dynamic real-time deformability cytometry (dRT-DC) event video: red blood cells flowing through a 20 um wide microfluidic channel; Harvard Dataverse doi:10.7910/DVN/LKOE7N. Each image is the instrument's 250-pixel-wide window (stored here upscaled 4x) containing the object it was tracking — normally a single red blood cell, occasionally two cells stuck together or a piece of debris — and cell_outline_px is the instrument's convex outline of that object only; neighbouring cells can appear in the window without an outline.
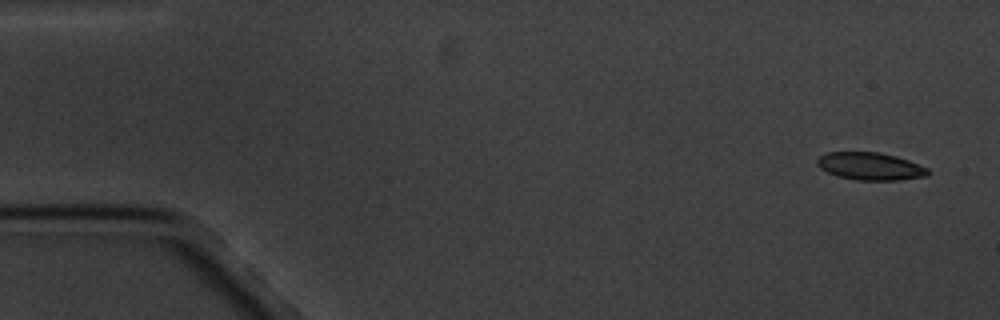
{"species": "common noctule bat (a hibernating species)", "species_latin": "Nyctalus noctula", "temperature_condition": "cold", "stored_images_in_passage": 6, "camera_frame_rate_fps": 3000, "um_per_image_px": 0.085, "animal": {"sex": "male", "body_mass_g": 20.1, "forearm_length_mm": 53.5}, "frame": {"image": 1, "passage_image": 1, "time_ms": 0.0, "image_size_px": [1000, 320], "cell_outline_px": [[928, 176], [900, 180], [856, 180], [836, 176], [820, 168], [816, 164], [816, 160], [820, 156], [828, 152], [880, 152], [896, 156], [908, 160], [928, 168]], "centroid_in_image_um": [73.96, 14.13], "position_along_channel_um": 11.0, "area_um2": 17.86}}
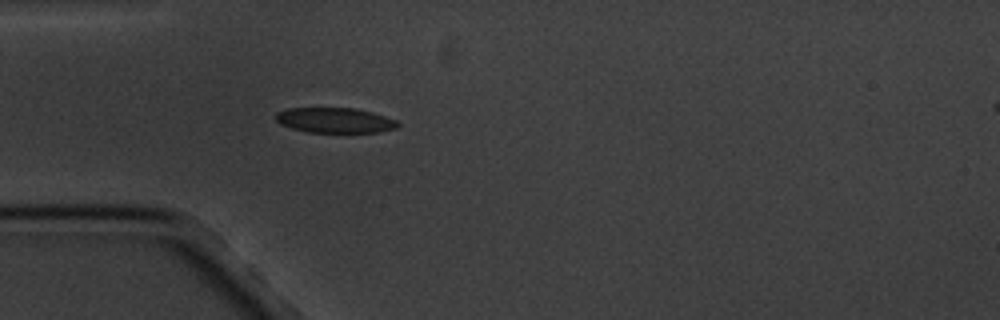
{"frame": {"image": 2, "passage_image": 5, "time_ms": 4.667, "image_size_px": [1000, 320], "cell_outline_px": [[400, 124], [396, 128], [376, 132], [308, 132], [292, 128], [280, 124], [276, 120], [276, 112], [288, 108], [356, 108], [372, 112], [396, 120]], "centroid_in_image_um": [28.45, 10.22], "position_along_channel_um": 56.5, "area_um2": 17.8}}